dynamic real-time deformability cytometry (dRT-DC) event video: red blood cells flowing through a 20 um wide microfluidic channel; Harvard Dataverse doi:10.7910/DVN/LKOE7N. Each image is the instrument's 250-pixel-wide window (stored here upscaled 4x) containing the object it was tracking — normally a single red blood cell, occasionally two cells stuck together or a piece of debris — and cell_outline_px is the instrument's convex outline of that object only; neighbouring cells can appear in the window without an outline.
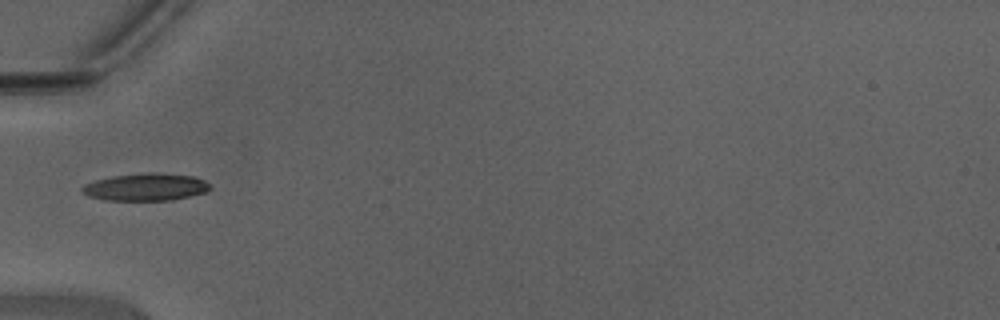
{"species": "Egyptian fruit bat (a non-hibernating species)", "species_latin": "Rousettus aegyptiacus", "temperature_condition": "warm", "stored_images_in_passage": 27, "camera_frame_rate_fps": 3000, "um_per_image_px": 0.085, "animal": {"sex": "male"}, "frame": {"image": 1, "passage_image": 1, "time_ms": 0.0, "image_size_px": [1000, 320], "cell_outline_px": [[212, 188], [208, 192], [172, 200], [108, 200], [88, 196], [80, 188], [84, 184], [96, 180], [112, 176], [148, 172], [152, 172], [196, 176], [204, 180]], "centroid_in_image_um": [12.43, 15.89], "position_along_channel_um": 72.6, "area_um2": 20.46}}
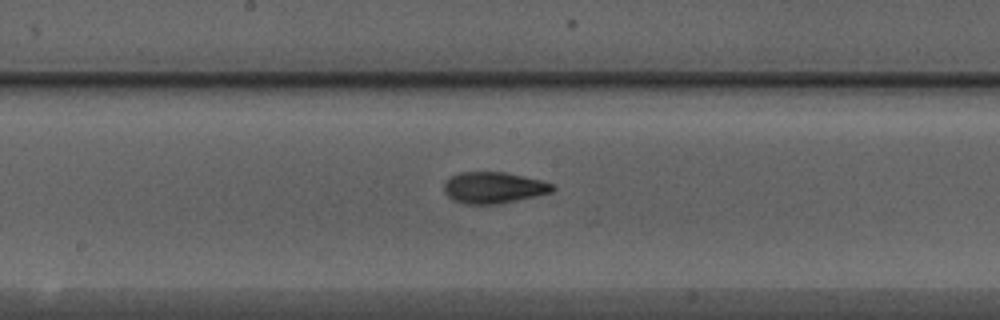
{"frame": {"image": 2, "passage_image": 10, "time_ms": 3.0, "image_size_px": [1000, 320], "cell_outline_px": [[556, 188], [552, 192], [536, 196], [496, 204], [464, 204], [452, 200], [444, 192], [444, 184], [452, 176], [460, 172], [504, 172], [540, 180], [552, 184]], "centroid_in_image_um": [41.94, 15.96], "position_along_channel_um": 206.3, "area_um2": 19.65}}
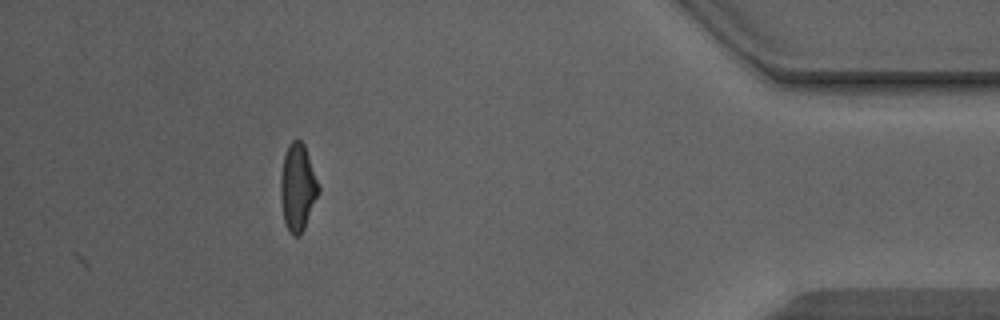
{"frame": {"image": 3, "passage_image": 27, "time_ms": 8.667, "image_size_px": [1000, 320], "cell_outline_px": [[320, 192], [304, 228], [300, 236], [292, 236], [288, 232], [284, 224], [280, 196], [280, 176], [284, 156], [288, 144], [292, 140], [300, 140], [304, 144], [320, 188]], "centroid_in_image_um": [25.29, 15.97], "position_along_channel_um": 409.9, "area_um2": 19.42}, "authors_computed_cell_mechanics": {"area_um2": 19.4786, "velocity_mm_per_s": 4.4504, "shape_relaxation_time_tau1_ms": 3.8276, "shape_relaxation_time_tau2_ms": 1.2884, "deformation_change_tau1": 0.1561, "deformation_change_tau2": 0.0786}}